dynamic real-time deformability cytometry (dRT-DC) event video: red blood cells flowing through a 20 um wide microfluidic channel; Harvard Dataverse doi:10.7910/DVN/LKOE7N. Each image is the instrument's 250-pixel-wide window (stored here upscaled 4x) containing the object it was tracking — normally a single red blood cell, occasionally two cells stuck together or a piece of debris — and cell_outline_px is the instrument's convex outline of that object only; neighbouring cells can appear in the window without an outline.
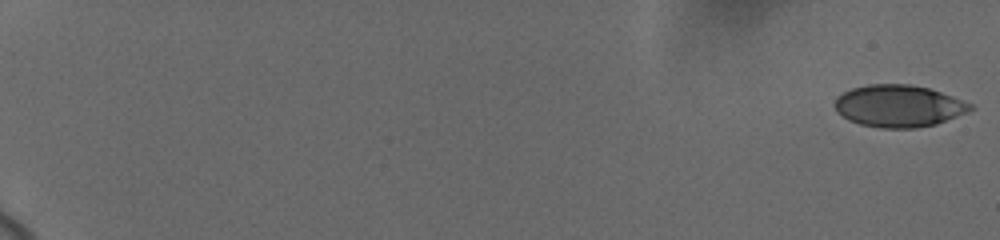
{"species": "human", "species_latin": "Homo sapiens", "temperature_condition": "cold", "stored_images_in_passage": 40, "camera_frame_rate_fps": 3000, "um_per_image_px": 0.085, "donor": {"sex": "female"}, "frame": {"image": 1, "passage_image": 1, "time_ms": 0.0, "image_size_px": [1000, 240], "cell_outline_px": [[976, 108], [968, 112], [936, 124], [916, 128], [880, 128], [860, 124], [848, 120], [836, 112], [836, 96], [852, 88], [868, 84], [908, 84], [928, 88], [952, 96], [972, 104]], "centroid_in_image_um": [76.39, 9.01], "position_along_channel_um": 8.6, "area_um2": 33.23}}
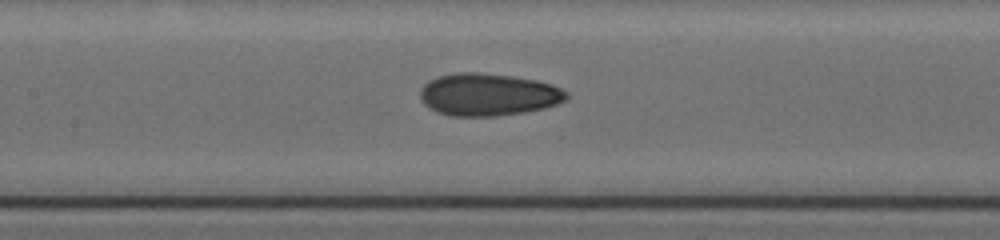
{"frame": {"image": 2, "passage_image": 23, "time_ms": 10.333, "image_size_px": [1000, 240], "cell_outline_px": [[568, 100], [544, 108], [524, 112], [496, 116], [452, 116], [436, 112], [424, 104], [420, 96], [420, 88], [428, 80], [440, 76], [456, 72], [476, 72], [512, 76], [536, 80], [552, 84], [568, 92]], "centroid_in_image_um": [41.5, 8.04], "position_along_channel_um": 165.9, "area_um2": 36.3}}
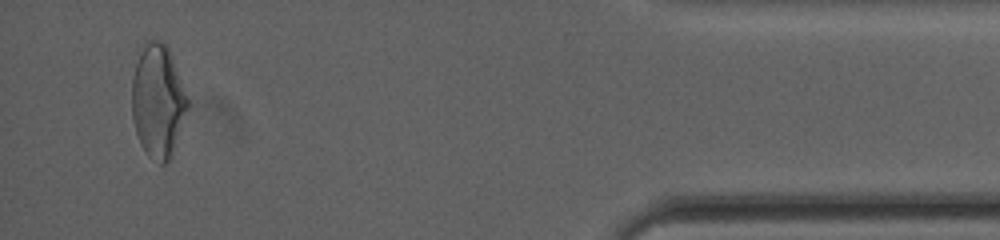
{"frame": {"image": 3, "passage_image": 40, "time_ms": 18.667, "image_size_px": [1000, 240], "cell_outline_px": [[188, 108], [172, 156], [164, 164], [160, 164], [148, 156], [144, 152], [140, 144], [136, 132], [132, 116], [132, 76], [140, 44], [144, 40], [160, 40], [168, 48], [172, 56], [188, 100]], "centroid_in_image_um": [13.39, 8.56], "position_along_channel_um": 421.8, "area_um2": 37.05}, "authors_computed_cell_mechanics": {"area_um2": 34.4199, "velocity_mm_per_s": 3.698, "shape_relaxation_time_tau1_ms": 5.2576, "shape_relaxation_time_tau2_ms": 1.9795, "deformation_change_tau1": 0.1457, "deformation_change_tau2": 0.0732}}